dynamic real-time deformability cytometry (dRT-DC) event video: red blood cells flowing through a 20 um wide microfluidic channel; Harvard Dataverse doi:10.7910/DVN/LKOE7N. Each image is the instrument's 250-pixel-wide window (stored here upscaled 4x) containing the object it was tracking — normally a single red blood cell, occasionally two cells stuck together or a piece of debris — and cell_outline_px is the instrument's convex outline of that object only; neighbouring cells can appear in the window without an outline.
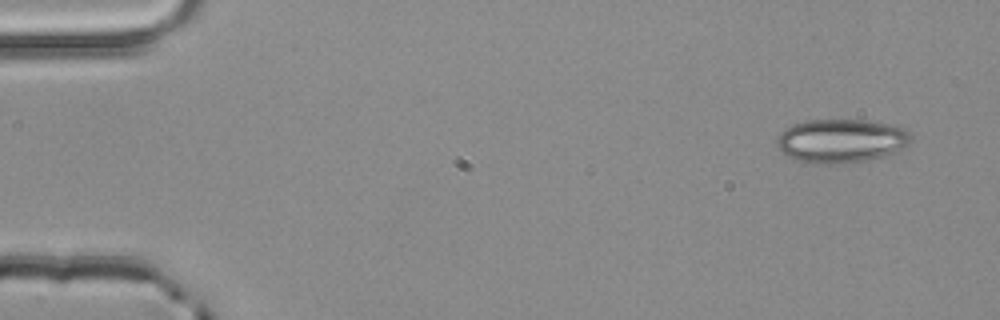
{"species": "common noctule bat (a hibernating species)", "species_latin": "Nyctalus noctula", "temperature_condition": "room temperature", "stored_images_in_passage": 4, "camera_frame_rate_fps": 3000, "um_per_image_px": 0.085, "animal": {"sex": "male", "body_mass_g": 20.4}, "frame": {"image": 1, "passage_image": 1, "time_ms": 0.0, "image_size_px": [1000, 320], "cell_outline_px": [[912, 140], [900, 152], [892, 156], [868, 160], [836, 164], [824, 164], [800, 160], [788, 156], [780, 148], [776, 140], [780, 132], [792, 124], [808, 120], [868, 120], [896, 124], [904, 128], [912, 136]], "centroid_in_image_um": [71.61, 11.96], "position_along_channel_um": 13.4, "area_um2": 34.62}}